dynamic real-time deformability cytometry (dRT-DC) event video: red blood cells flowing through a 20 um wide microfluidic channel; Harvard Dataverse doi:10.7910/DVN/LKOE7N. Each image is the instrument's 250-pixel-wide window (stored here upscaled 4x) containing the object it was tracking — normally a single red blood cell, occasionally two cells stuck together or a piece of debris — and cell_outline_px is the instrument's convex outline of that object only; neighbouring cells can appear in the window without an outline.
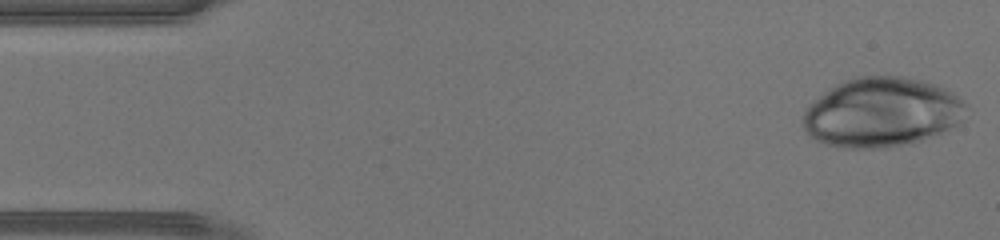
{"species": "human", "species_latin": "Homo sapiens", "temperature_condition": "warm", "stored_images_in_passage": 15, "camera_frame_rate_fps": 3000, "um_per_image_px": 0.085, "donor": {"sex": "male"}, "frame": {"image": 1, "passage_image": 1, "time_ms": 0.0, "image_size_px": [1000, 240], "cell_outline_px": [[968, 104], [964, 120], [960, 124], [924, 140], [884, 148], [836, 148], [824, 144], [816, 140], [804, 128], [804, 112], [808, 104], [828, 88], [836, 84], [856, 76], [900, 76], [924, 80], [936, 84], [952, 92]], "centroid_in_image_um": [74.98, 9.55], "position_along_channel_um": 10.0, "area_um2": 66.7}}